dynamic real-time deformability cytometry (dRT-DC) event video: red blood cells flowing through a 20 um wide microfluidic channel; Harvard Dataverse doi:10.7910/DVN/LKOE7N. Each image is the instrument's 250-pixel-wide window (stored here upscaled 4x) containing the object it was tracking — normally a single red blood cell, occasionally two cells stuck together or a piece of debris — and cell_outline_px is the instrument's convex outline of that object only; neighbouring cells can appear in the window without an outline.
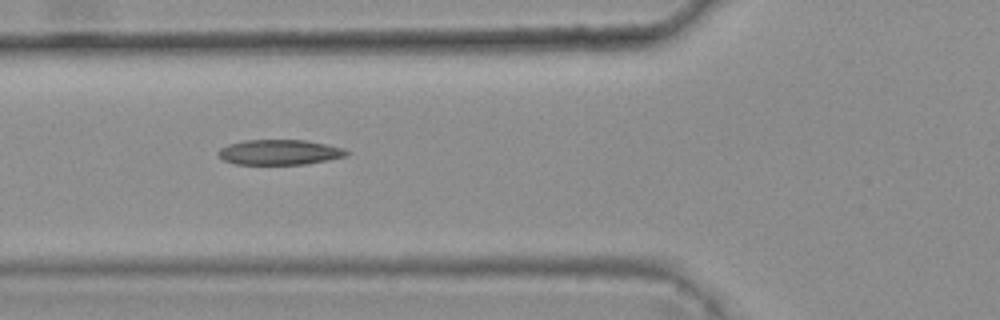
{"species": "common noctule bat (a hibernating species)", "species_latin": "Nyctalus noctula", "temperature_condition": "warm", "stored_images_in_passage": 7, "camera_frame_rate_fps": 3000, "um_per_image_px": 0.085, "animal": {"sex": "female", "body_mass_g": 25.1}, "frame": {"image": 1, "passage_image": 3, "time_ms": 0.667, "image_size_px": [1000, 320], "cell_outline_px": [[352, 152], [348, 156], [328, 160], [304, 164], [236, 164], [224, 160], [216, 152], [220, 148], [228, 144], [244, 140], [304, 140], [344, 148]], "centroid_in_image_um": [23.78, 12.94], "position_along_channel_um": 102.0, "area_um2": 18.84}}
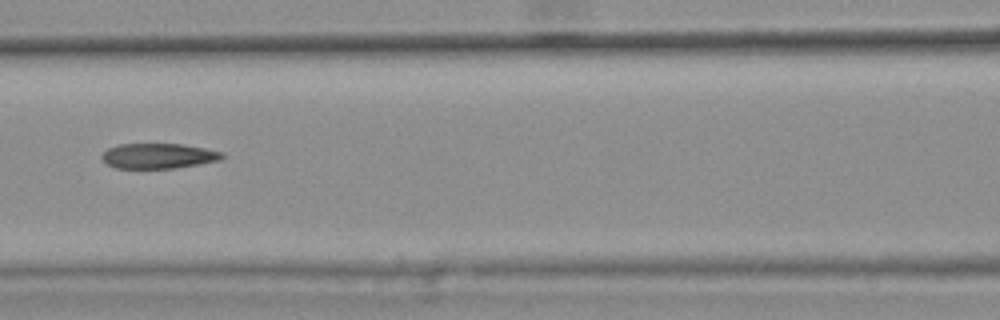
{"frame": {"image": 2, "passage_image": 4, "time_ms": 1.0, "image_size_px": [1000, 320], "cell_outline_px": [[224, 156], [220, 160], [176, 168], [116, 168], [108, 164], [100, 156], [108, 148], [120, 144], [180, 144], [204, 148], [224, 152]], "centroid_in_image_um": [13.47, 13.25], "position_along_channel_um": 153.1, "area_um2": 17.51}}